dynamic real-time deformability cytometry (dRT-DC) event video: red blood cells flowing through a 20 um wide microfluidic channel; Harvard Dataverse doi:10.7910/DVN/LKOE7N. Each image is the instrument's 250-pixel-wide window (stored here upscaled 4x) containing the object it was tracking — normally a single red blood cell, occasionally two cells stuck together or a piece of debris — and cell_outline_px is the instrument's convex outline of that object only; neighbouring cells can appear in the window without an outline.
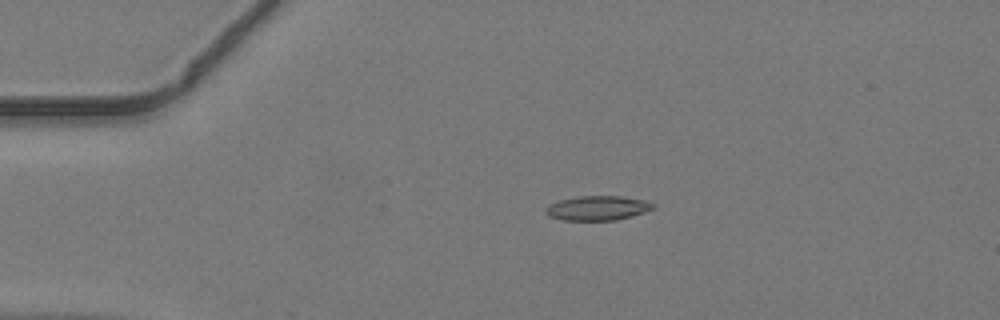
{"species": "common noctule bat (a hibernating species)", "species_latin": "Nyctalus noctula", "temperature_condition": "warm", "stored_images_in_passage": 38, "camera_frame_rate_fps": 3000, "um_per_image_px": 0.085, "animal": {"sex": "male", "body_mass_g": 19.2, "forearm_length_mm": 51.8}, "frame": {"image": 1, "passage_image": 1, "time_ms": 0.0, "image_size_px": [1000, 320], "cell_outline_px": [[656, 204], [652, 208], [644, 212], [632, 216], [616, 220], [564, 220], [548, 216], [544, 212], [544, 208], [548, 204], [560, 200], [576, 196], [620, 196], [644, 200]], "centroid_in_image_um": [50.74, 17.68], "position_along_channel_um": 34.3, "area_um2": 15.37}}
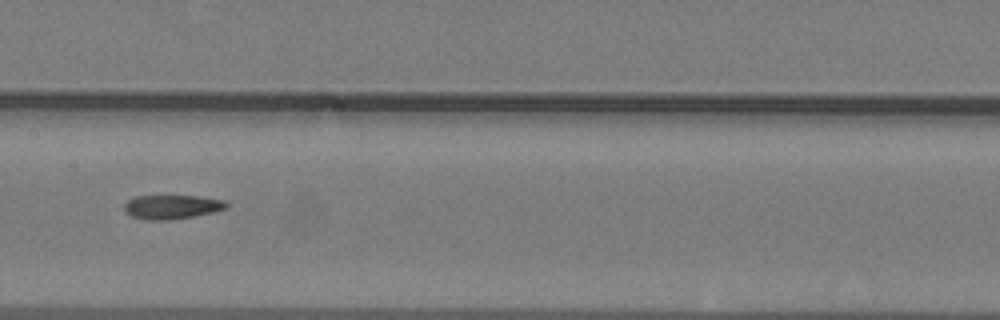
{"frame": {"image": 2, "passage_image": 15, "time_ms": 4.667, "image_size_px": [1000, 320], "cell_outline_px": [[228, 208], [212, 212], [172, 220], [148, 220], [132, 216], [124, 212], [124, 204], [128, 200], [136, 196], [196, 196], [224, 200], [228, 204]], "centroid_in_image_um": [14.59, 17.59], "position_along_channel_um": 192.8, "area_um2": 14.28}}
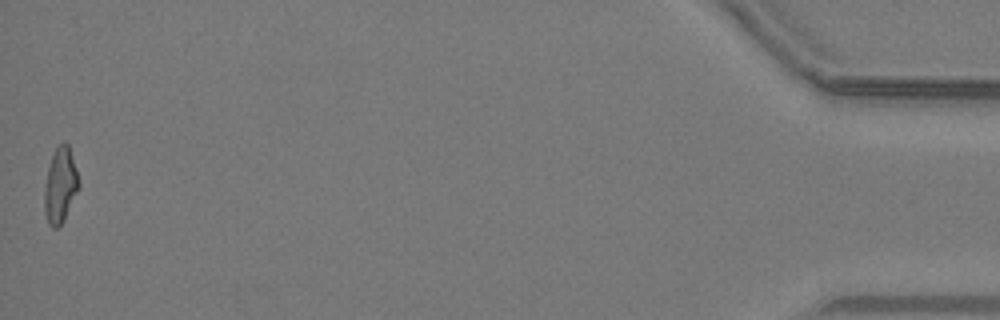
{"frame": {"image": 3, "passage_image": 38, "time_ms": 12.333, "image_size_px": [1000, 320], "cell_outline_px": [[80, 188], [64, 220], [56, 228], [52, 228], [48, 224], [44, 212], [44, 188], [48, 168], [52, 156], [56, 148], [64, 140], [68, 144], [80, 184]], "centroid_in_image_um": [5.12, 15.79], "position_along_channel_um": 430.1, "area_um2": 15.09}}